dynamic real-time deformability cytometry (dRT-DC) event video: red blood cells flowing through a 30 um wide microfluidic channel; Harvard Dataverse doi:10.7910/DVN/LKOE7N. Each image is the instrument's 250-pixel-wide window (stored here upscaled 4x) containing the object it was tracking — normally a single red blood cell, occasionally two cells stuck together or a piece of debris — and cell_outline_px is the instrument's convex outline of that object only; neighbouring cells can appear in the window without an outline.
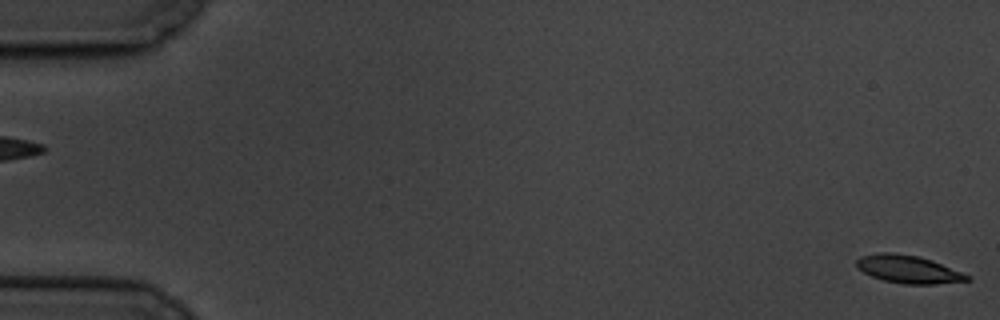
{"species": "common noctule bat (a hibernating species)", "species_latin": "Nyctalus noctula", "temperature_condition": "cold", "stored_images_in_passage": 6, "segment_of_instrument_passage": [2, 2], "camera_frame_rate_fps": 3000, "um_per_image_px": 0.085, "animal": {"sex": "male", "body_mass_g": 19.5, "forearm_length_mm": 54.6}, "frame": {"image": 1, "passage_image": 6, "time_ms": 5.667, "image_size_px": [1000, 320], "cell_outline_px": [[972, 280], [936, 284], [904, 284], [884, 280], [872, 276], [856, 268], [856, 260], [860, 256], [876, 252], [892, 252], [916, 256], [932, 260], [972, 276]], "centroid_in_image_um": [77.2, 22.88], "position_along_channel_um": 7.8, "area_um2": 18.03}}